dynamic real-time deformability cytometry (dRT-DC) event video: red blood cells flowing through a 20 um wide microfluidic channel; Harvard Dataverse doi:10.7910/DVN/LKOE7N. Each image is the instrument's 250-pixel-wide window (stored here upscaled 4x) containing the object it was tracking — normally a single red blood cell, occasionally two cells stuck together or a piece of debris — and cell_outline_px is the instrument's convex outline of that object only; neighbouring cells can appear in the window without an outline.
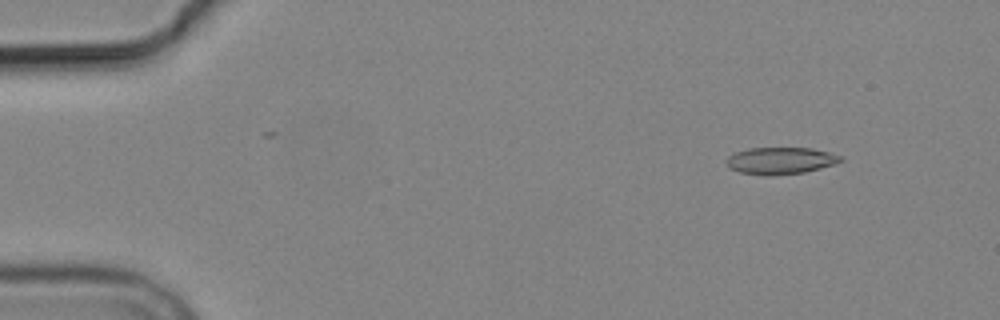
{"species": "common noctule bat (a hibernating species)", "species_latin": "Nyctalus noctula", "temperature_condition": "cold", "stored_images_in_passage": 5, "camera_frame_rate_fps": 3000, "um_per_image_px": 0.085, "animal": {"sex": "male", "body_mass_g": 19.2, "forearm_length_mm": 51.8}, "frame": {"image": 1, "passage_image": 2, "time_ms": 1.667, "image_size_px": [1000, 320], "cell_outline_px": [[844, 160], [820, 168], [804, 172], [772, 176], [764, 176], [740, 172], [728, 168], [728, 156], [736, 152], [748, 148], [812, 148], [844, 156]], "centroid_in_image_um": [66.35, 13.66], "position_along_channel_um": 18.6, "area_um2": 17.92}}